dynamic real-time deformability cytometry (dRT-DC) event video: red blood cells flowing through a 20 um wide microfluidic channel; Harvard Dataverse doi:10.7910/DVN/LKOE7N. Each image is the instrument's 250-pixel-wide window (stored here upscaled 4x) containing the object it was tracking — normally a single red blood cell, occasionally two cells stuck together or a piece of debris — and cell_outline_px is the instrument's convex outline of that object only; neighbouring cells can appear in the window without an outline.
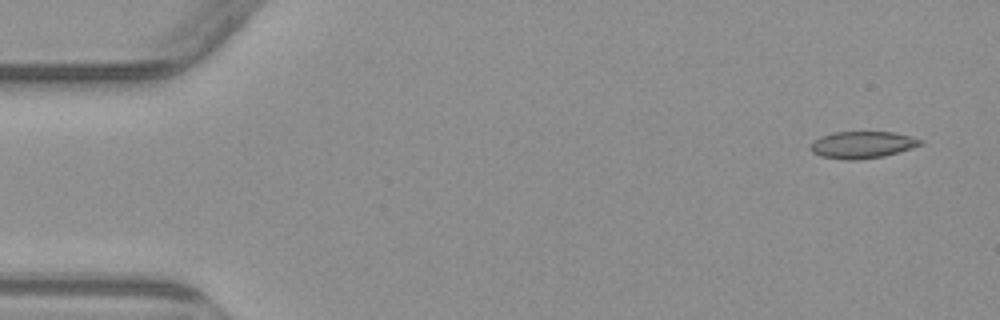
{"species": "common noctule bat (a hibernating species)", "species_latin": "Nyctalus noctula", "temperature_condition": "warm", "stored_images_in_passage": 5, "camera_frame_rate_fps": 3000, "um_per_image_px": 0.085, "animal": {"sex": "male", "body_mass_g": 23.1, "forearm_length_mm": 52.7}, "frame": {"image": 1, "passage_image": 1, "time_ms": 0.0, "image_size_px": [1000, 320], "cell_outline_px": [[924, 144], [912, 148], [884, 156], [856, 160], [844, 160], [820, 156], [812, 152], [812, 144], [820, 136], [836, 132], [896, 132], [912, 136], [924, 140]], "centroid_in_image_um": [73.36, 12.3], "position_along_channel_um": 11.6, "area_um2": 17.28}}
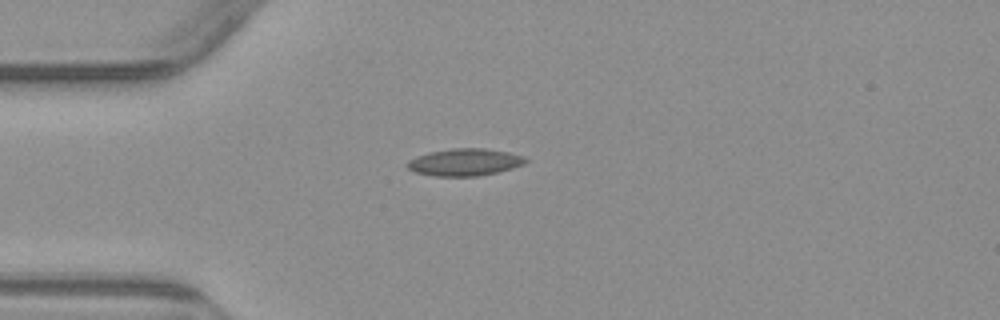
{"frame": {"image": 2, "passage_image": 4, "time_ms": 3.667, "image_size_px": [1000, 320], "cell_outline_px": [[528, 160], [524, 164], [512, 168], [480, 176], [436, 176], [416, 172], [408, 168], [404, 164], [408, 160], [416, 156], [428, 152], [452, 148], [484, 148], [508, 152], [524, 156]], "centroid_in_image_um": [39.48, 13.78], "position_along_channel_um": 45.5, "area_um2": 18.79}}